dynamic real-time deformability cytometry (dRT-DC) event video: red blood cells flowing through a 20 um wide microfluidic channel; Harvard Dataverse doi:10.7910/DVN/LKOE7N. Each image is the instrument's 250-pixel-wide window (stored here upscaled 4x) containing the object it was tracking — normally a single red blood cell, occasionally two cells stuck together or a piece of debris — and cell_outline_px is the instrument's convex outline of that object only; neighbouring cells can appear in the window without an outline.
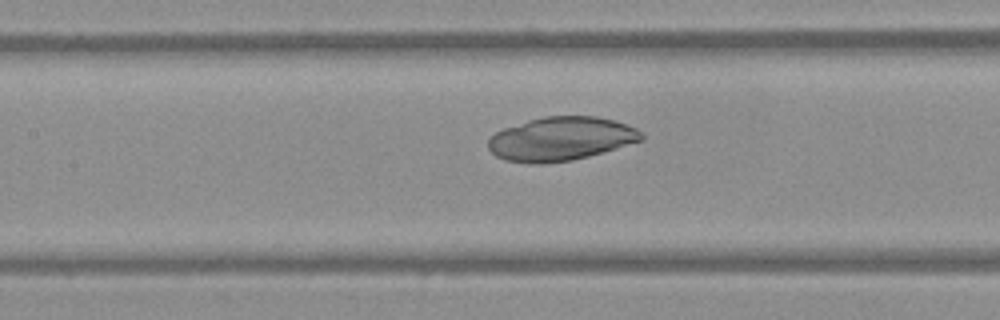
{"species": "Egyptian fruit bat (a non-hibernating species)", "species_latin": "Rousettus aegyptiacus", "temperature_condition": "warm", "stored_images_in_passage": 58, "camera_frame_rate_fps": 3000, "um_per_image_px": 0.085, "frame": {"image": 1, "passage_image": 27, "time_ms": 8.667, "image_size_px": [1000, 320], "cell_outline_px": [[644, 140], [588, 156], [572, 160], [544, 164], [528, 164], [504, 160], [496, 156], [488, 148], [488, 136], [504, 128], [528, 120], [544, 116], [596, 116], [616, 120], [636, 128], [644, 136]], "centroid_in_image_um": [47.65, 11.8], "position_along_channel_um": 159.7, "area_um2": 39.3}}
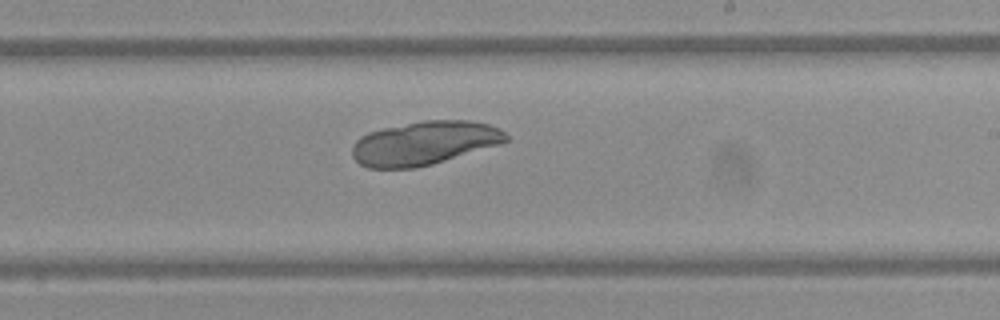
{"frame": {"image": 2, "passage_image": 35, "time_ms": 11.333, "image_size_px": [1000, 320], "cell_outline_px": [[508, 140], [500, 144], [432, 164], [416, 168], [368, 168], [360, 164], [352, 156], [352, 144], [360, 136], [368, 132], [384, 128], [420, 120], [472, 120], [488, 124], [500, 128], [508, 136]], "centroid_in_image_um": [36.05, 12.15], "position_along_channel_um": 252.9, "area_um2": 39.3}}
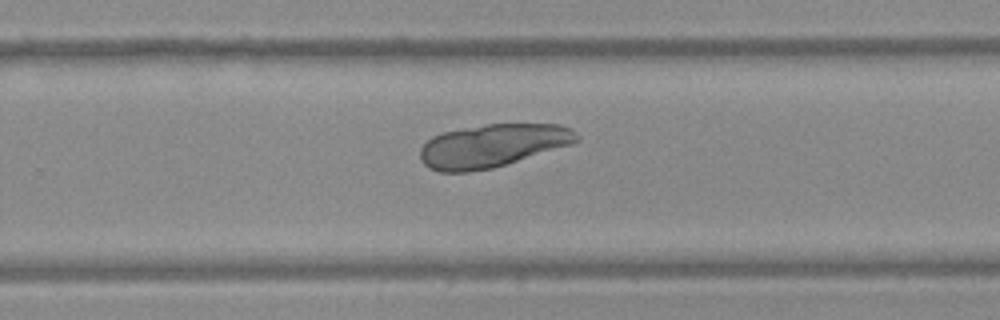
{"frame": {"image": 3, "passage_image": 38, "time_ms": 12.333, "image_size_px": [1000, 320], "cell_outline_px": [[580, 140], [572, 144], [492, 168], [468, 172], [440, 172], [428, 168], [420, 160], [420, 148], [432, 136], [444, 132], [488, 124], [560, 124], [572, 128], [580, 136]], "centroid_in_image_um": [41.87, 12.38], "position_along_channel_um": 287.9, "area_um2": 39.19}}